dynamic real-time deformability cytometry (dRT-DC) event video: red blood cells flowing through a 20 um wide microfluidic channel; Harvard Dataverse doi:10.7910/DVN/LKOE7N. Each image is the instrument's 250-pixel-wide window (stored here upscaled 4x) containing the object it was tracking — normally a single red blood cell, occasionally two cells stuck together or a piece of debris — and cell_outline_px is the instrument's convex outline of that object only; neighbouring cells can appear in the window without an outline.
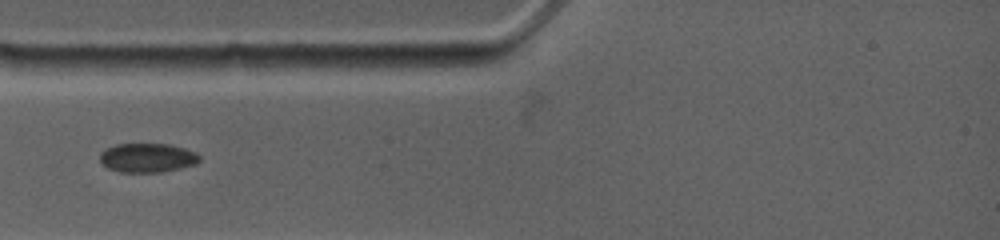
{"species": "common noctule bat (a hibernating species)", "species_latin": "Nyctalus noctula", "temperature_condition": "warm", "stored_images_in_passage": 51, "camera_frame_rate_fps": 4500, "um_per_image_px": 0.085, "animal": {"sex": "female", "body_mass_g": 19.0, "forearm_length_mm": 53.3}, "frame": {"image": 1, "passage_image": 1, "time_ms": 0.0, "image_size_px": [1000, 240], "cell_outline_px": [[200, 160], [196, 164], [180, 168], [160, 172], [120, 172], [108, 168], [100, 160], [100, 152], [116, 144], [168, 144], [184, 148], [196, 152], [200, 156]], "centroid_in_image_um": [12.55, 13.41], "position_along_channel_um": 72.5, "area_um2": 16.82}}
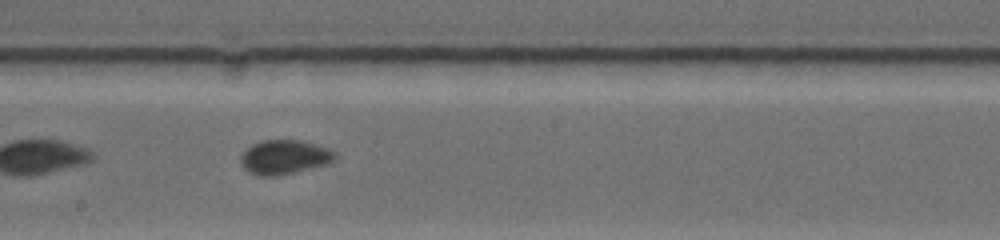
{"frame": {"image": 2, "passage_image": 13, "time_ms": 4.0, "image_size_px": [1000, 240], "cell_outline_px": [[336, 156], [328, 164], [280, 176], [256, 176], [248, 172], [240, 164], [240, 156], [252, 144], [264, 140], [300, 140], [328, 148], [336, 152]], "centroid_in_image_um": [24.15, 13.37], "position_along_channel_um": 224.0, "area_um2": 18.96}}
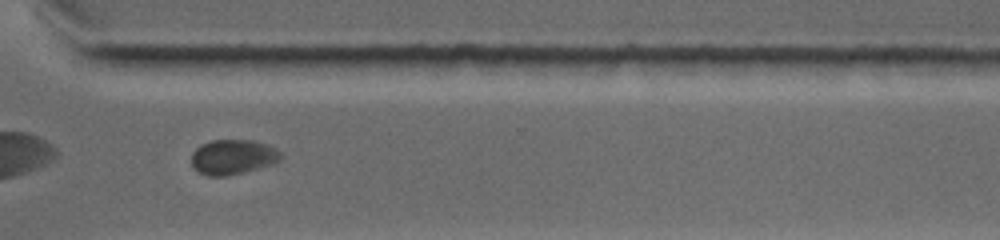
{"frame": {"image": 3, "passage_image": 33, "time_ms": 7.333, "image_size_px": [1000, 240], "cell_outline_px": [[284, 156], [280, 160], [272, 164], [224, 176], [208, 176], [196, 172], [192, 168], [192, 152], [200, 144], [212, 140], [252, 140], [276, 148]], "centroid_in_image_um": [19.75, 13.34], "position_along_channel_um": 350.8, "area_um2": 18.15}}